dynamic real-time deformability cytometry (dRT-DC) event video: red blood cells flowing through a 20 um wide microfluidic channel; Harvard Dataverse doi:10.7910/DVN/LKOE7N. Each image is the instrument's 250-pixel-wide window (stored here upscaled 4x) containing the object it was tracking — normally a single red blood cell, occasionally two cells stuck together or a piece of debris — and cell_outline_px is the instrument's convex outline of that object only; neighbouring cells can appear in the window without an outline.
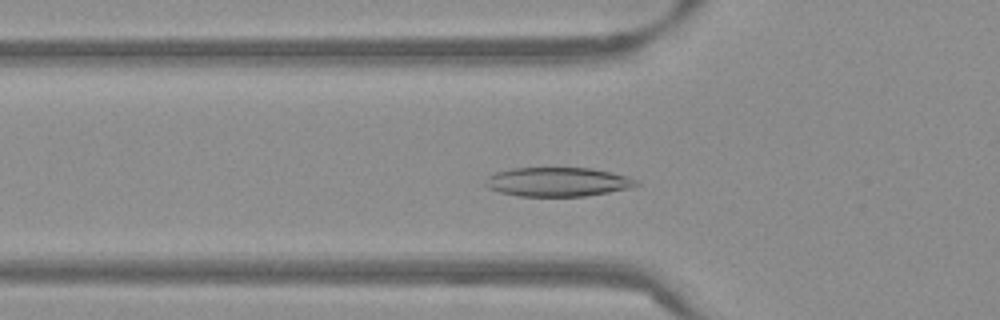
{"species": "Egyptian fruit bat (a non-hibernating species)", "species_latin": "Rousettus aegyptiacus", "temperature_condition": "warm", "stored_images_in_passage": 38, "camera_frame_rate_fps": 3000, "um_per_image_px": 0.085, "frame": {"image": 1, "passage_image": 3, "time_ms": 0.667, "image_size_px": [1000, 320], "cell_outline_px": [[640, 184], [636, 188], [584, 196], [516, 196], [500, 192], [488, 188], [484, 184], [484, 180], [488, 176], [496, 172], [512, 168], [592, 168], [612, 172], [628, 176], [636, 180]], "centroid_in_image_um": [47.44, 15.46], "position_along_channel_um": 78.4, "area_um2": 25.89}}
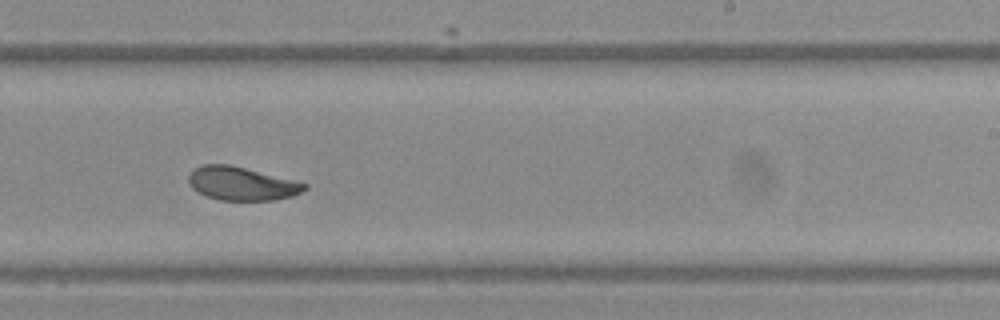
{"frame": {"image": 2, "passage_image": 18, "time_ms": 5.667, "image_size_px": [1000, 320], "cell_outline_px": [[308, 188], [292, 196], [276, 200], [220, 200], [208, 196], [192, 188], [188, 184], [188, 176], [192, 168], [200, 164], [228, 164], [308, 184]], "centroid_in_image_um": [20.49, 15.6], "position_along_channel_um": 268.5, "area_um2": 22.43}}
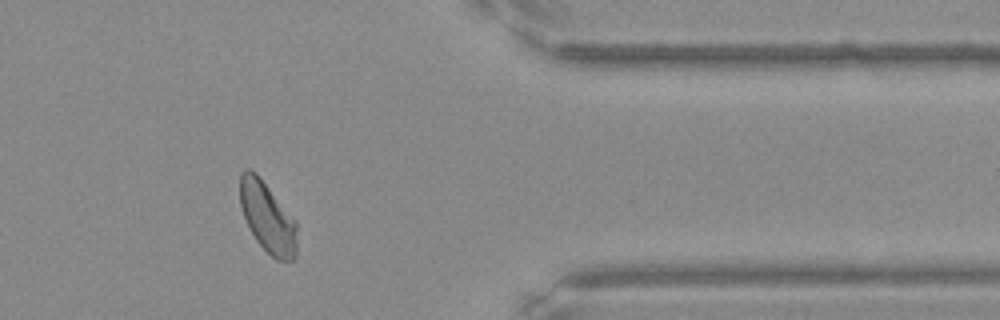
{"frame": {"image": 3, "passage_image": 29, "time_ms": 9.333, "image_size_px": [1000, 320], "cell_outline_px": [[296, 252], [292, 260], [276, 260], [256, 240], [248, 228], [240, 204], [240, 172], [244, 168], [252, 168], [256, 172], [296, 220]], "centroid_in_image_um": [22.72, 18.43], "position_along_channel_um": 388.7, "area_um2": 23.41}, "authors_computed_cell_mechanics": {"area_um2": 23.6691, "velocity_mm_per_s": 3.785, "shape_relaxation_time_tau1_ms": 2.8636, "shape_relaxation_time_tau2_ms": 1.4037, "deformation_change_tau1": 0.1281, "deformation_change_tau2": 0.0603}}